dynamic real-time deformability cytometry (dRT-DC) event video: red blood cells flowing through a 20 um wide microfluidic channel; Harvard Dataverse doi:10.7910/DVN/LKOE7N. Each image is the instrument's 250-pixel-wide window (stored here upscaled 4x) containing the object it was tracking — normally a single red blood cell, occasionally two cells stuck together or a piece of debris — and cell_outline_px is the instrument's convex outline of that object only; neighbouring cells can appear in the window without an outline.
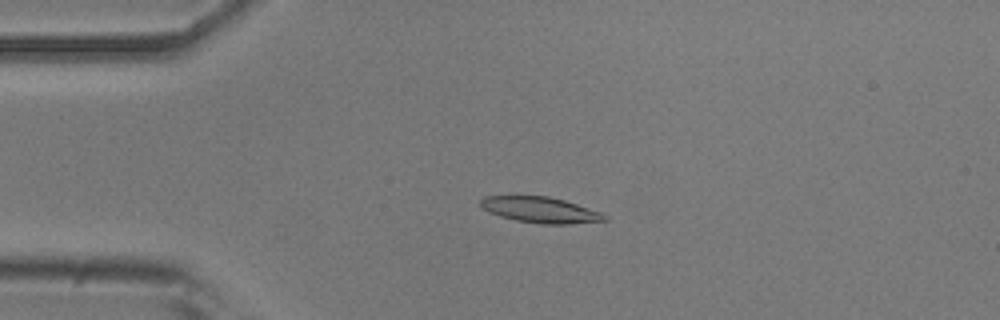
{"species": "common noctule bat (a hibernating species)", "species_latin": "Nyctalus noctula", "temperature_condition": "room temperature", "stored_images_in_passage": 53, "camera_frame_rate_fps": 3000, "um_per_image_px": 0.085, "animal": {"sex": "male", "body_mass_g": 20.5, "forearm_length_mm": 52.5}, "frame": {"image": 1, "passage_image": 12, "time_ms": 3.667, "image_size_px": [1000, 320], "cell_outline_px": [[608, 220], [568, 224], [540, 224], [516, 220], [500, 216], [488, 212], [480, 208], [480, 200], [484, 196], [548, 196], [564, 200], [604, 212], [608, 216]], "centroid_in_image_um": [45.95, 17.84], "position_along_channel_um": 39.0, "area_um2": 18.9}}
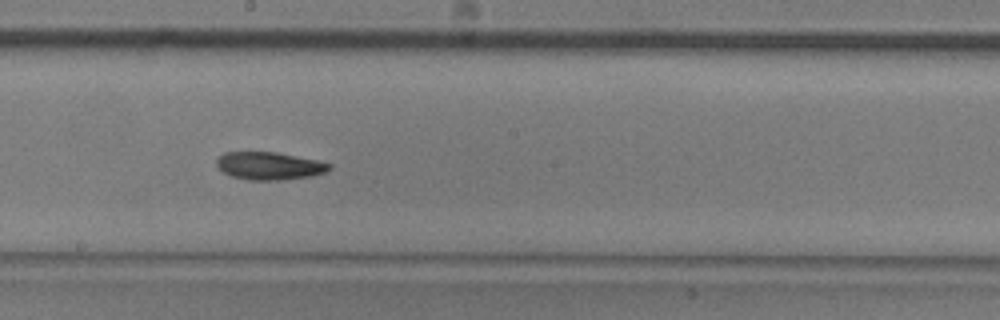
{"frame": {"image": 2, "passage_image": 29, "time_ms": 9.333, "image_size_px": [1000, 320], "cell_outline_px": [[332, 168], [324, 172], [312, 176], [280, 180], [248, 180], [232, 176], [224, 172], [216, 164], [216, 160], [224, 152], [276, 152], [316, 160], [332, 164]], "centroid_in_image_um": [22.9, 14.1], "position_along_channel_um": 225.3, "area_um2": 18.09}}
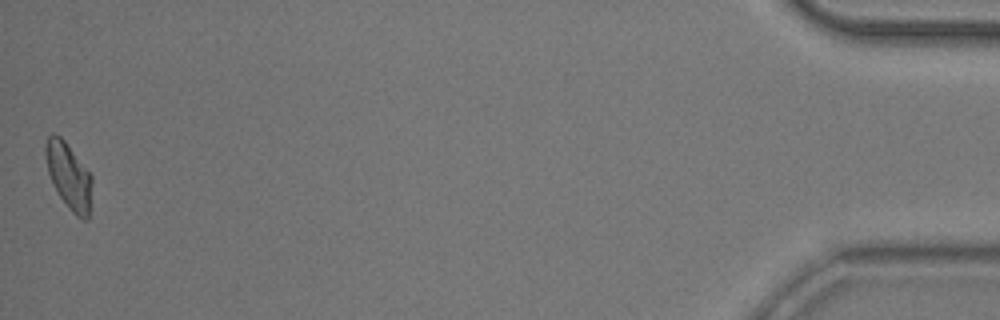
{"frame": {"image": 3, "passage_image": 53, "time_ms": 17.333, "image_size_px": [1000, 320], "cell_outline_px": [[92, 180], [88, 220], [80, 220], [68, 208], [60, 196], [48, 172], [44, 152], [44, 148], [48, 136], [52, 132], [60, 136], [64, 140], [92, 176]], "centroid_in_image_um": [5.84, 14.96], "position_along_channel_um": 429.4, "area_um2": 17.69}, "authors_computed_cell_mechanics": {"area_um2": 18.4382, "velocity_mm_per_s": 3.7527, "shape_relaxation_time_tau1_ms": 7.0991, "shape_relaxation_time_tau2_ms": 7.3195, "deformation_change_tau1": 0.1641, "deformation_change_tau2": 0.1301}}